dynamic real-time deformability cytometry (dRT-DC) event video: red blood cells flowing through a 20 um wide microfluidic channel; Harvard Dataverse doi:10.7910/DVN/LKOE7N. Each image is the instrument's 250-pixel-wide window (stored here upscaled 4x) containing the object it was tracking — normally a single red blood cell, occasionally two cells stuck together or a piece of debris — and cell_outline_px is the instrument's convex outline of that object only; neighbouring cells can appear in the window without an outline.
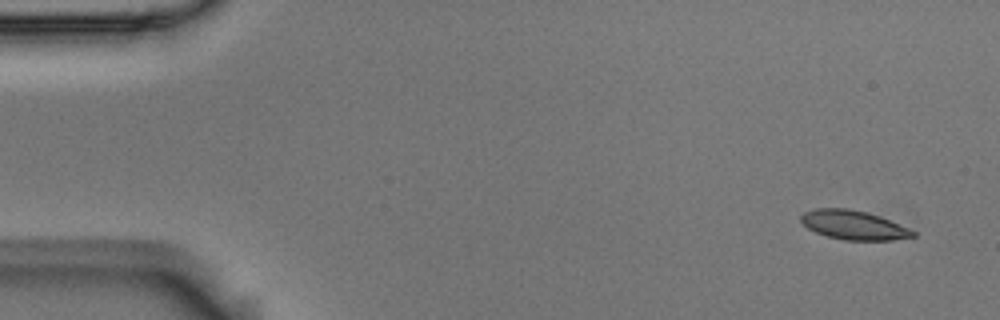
{"species": "Egyptian fruit bat (a non-hibernating species)", "species_latin": "Rousettus aegyptiacus", "temperature_condition": "room temperature", "stored_images_in_passage": 4, "camera_frame_rate_fps": 3000, "um_per_image_px": 0.085, "animal": {"sex": "male"}, "frame": {"image": 1, "passage_image": 1, "time_ms": 0.0, "image_size_px": [1000, 320], "cell_outline_px": [[916, 236], [892, 240], [844, 240], [828, 236], [816, 232], [808, 228], [800, 220], [800, 216], [804, 212], [816, 208], [848, 208], [868, 212], [880, 216], [908, 228], [916, 232]], "centroid_in_image_um": [72.56, 19.12], "position_along_channel_um": 12.4, "area_um2": 18.96}}
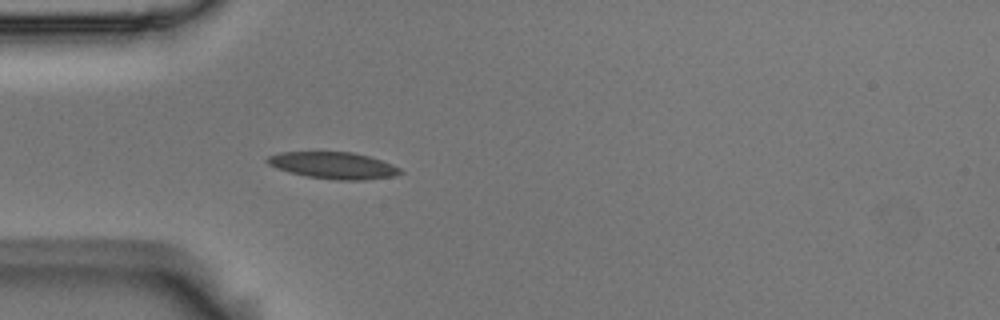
{"frame": {"image": 2, "passage_image": 4, "time_ms": 1.0, "image_size_px": [1000, 320], "cell_outline_px": [[404, 172], [392, 176], [368, 180], [336, 180], [308, 176], [288, 172], [276, 168], [268, 164], [264, 160], [268, 156], [280, 152], [352, 152], [368, 156], [392, 164], [400, 168]], "centroid_in_image_um": [28.32, 14.06], "position_along_channel_um": 56.7, "area_um2": 20.69}}